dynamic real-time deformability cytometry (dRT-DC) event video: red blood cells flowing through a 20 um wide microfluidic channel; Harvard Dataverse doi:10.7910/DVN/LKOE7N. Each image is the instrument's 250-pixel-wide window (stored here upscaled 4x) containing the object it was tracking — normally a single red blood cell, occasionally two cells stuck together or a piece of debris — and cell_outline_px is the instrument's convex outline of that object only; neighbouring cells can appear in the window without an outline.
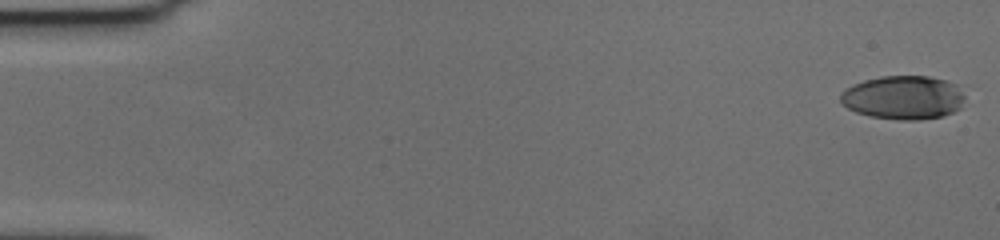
{"species": "human", "species_latin": "Homo sapiens", "temperature_condition": "cold", "stored_images_in_passage": 58, "camera_frame_rate_fps": 3000, "um_per_image_px": 0.085, "donor": {"sex": "female"}, "frame": {"image": 1, "passage_image": 1, "time_ms": 0.0, "image_size_px": [1000, 240], "cell_outline_px": [[968, 84], [960, 108], [944, 116], [920, 120], [900, 120], [872, 116], [856, 112], [840, 104], [840, 92], [844, 88], [852, 84], [864, 80], [880, 76], [928, 76]], "centroid_in_image_um": [76.86, 8.26], "position_along_channel_um": 8.1, "area_um2": 32.66}}
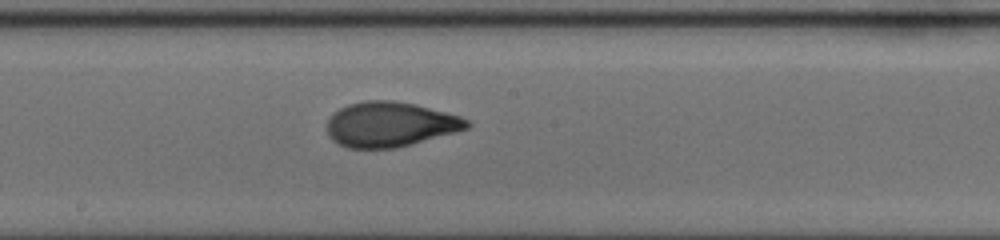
{"frame": {"image": 2, "passage_image": 32, "time_ms": 10.333, "image_size_px": [1000, 240], "cell_outline_px": [[472, 124], [468, 128], [396, 148], [348, 148], [332, 140], [328, 136], [328, 120], [332, 112], [348, 104], [364, 100], [392, 100], [416, 104], [460, 116], [468, 120]], "centroid_in_image_um": [33.13, 10.56], "position_along_channel_um": 215.1, "area_um2": 36.53}}
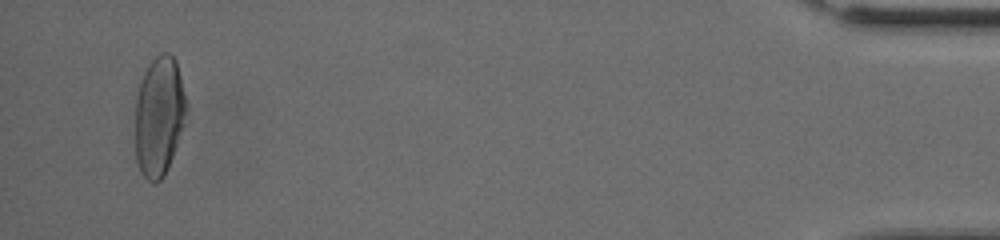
{"frame": {"image": 3, "passage_image": 56, "time_ms": 18.333, "image_size_px": [1000, 240], "cell_outline_px": [[184, 124], [172, 156], [164, 176], [160, 180], [152, 184], [140, 172], [136, 160], [136, 96], [140, 80], [144, 68], [160, 52], [168, 52], [176, 60], [184, 96]], "centroid_in_image_um": [13.48, 9.86], "position_along_channel_um": 421.7, "area_um2": 35.26}, "authors_computed_cell_mechanics": {"area_um2": 35.258, "velocity_mm_per_s": 3.5936, "shape_relaxation_time_tau1_ms": 5.1082, "shape_relaxation_time_tau2_ms": 0.923, "deformation_change_tau1": 0.2018, "deformation_change_tau2": 0.0597}}